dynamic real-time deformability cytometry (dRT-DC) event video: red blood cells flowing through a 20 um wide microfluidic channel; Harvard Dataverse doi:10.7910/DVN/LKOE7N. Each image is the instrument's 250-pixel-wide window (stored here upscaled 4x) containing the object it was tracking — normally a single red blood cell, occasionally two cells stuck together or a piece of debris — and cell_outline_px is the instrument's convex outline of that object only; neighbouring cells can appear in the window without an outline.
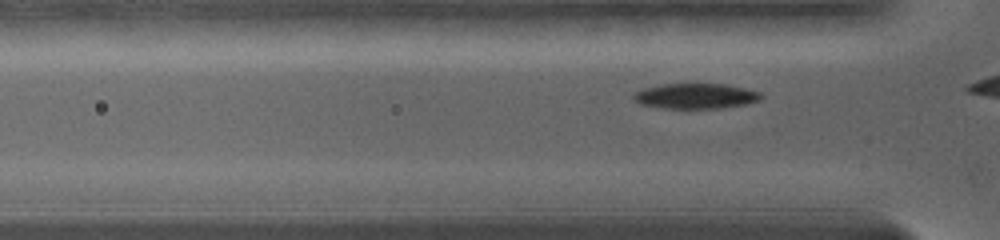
{"species": "common noctule bat (a hibernating species)", "species_latin": "Nyctalus noctula", "temperature_condition": "warm", "stored_images_in_passage": 9, "camera_frame_rate_fps": 5000, "um_per_image_px": 0.085, "animal": {"sex": "female", "body_mass_g": 19.0, "forearm_length_mm": 56.7}, "frame": {"image": 1, "passage_image": 4, "time_ms": 1.0, "image_size_px": [1000, 240], "cell_outline_px": [[760, 100], [744, 104], [720, 108], [664, 108], [640, 104], [632, 96], [636, 92], [644, 88], [660, 84], [724, 84], [744, 88], [760, 92]], "centroid_in_image_um": [59.11, 8.16], "position_along_channel_um": 66.7, "area_um2": 18.5}}
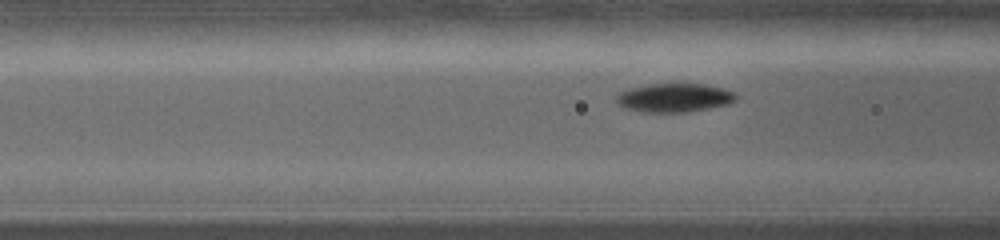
{"frame": {"image": 2, "passage_image": 7, "time_ms": 2.2, "image_size_px": [1000, 240], "cell_outline_px": [[736, 100], [728, 104], [688, 112], [644, 112], [624, 108], [616, 100], [616, 92], [628, 88], [648, 84], [704, 84], [724, 88], [732, 92], [736, 96]], "centroid_in_image_um": [57.27, 8.3], "position_along_channel_um": 109.3, "area_um2": 20.06}}